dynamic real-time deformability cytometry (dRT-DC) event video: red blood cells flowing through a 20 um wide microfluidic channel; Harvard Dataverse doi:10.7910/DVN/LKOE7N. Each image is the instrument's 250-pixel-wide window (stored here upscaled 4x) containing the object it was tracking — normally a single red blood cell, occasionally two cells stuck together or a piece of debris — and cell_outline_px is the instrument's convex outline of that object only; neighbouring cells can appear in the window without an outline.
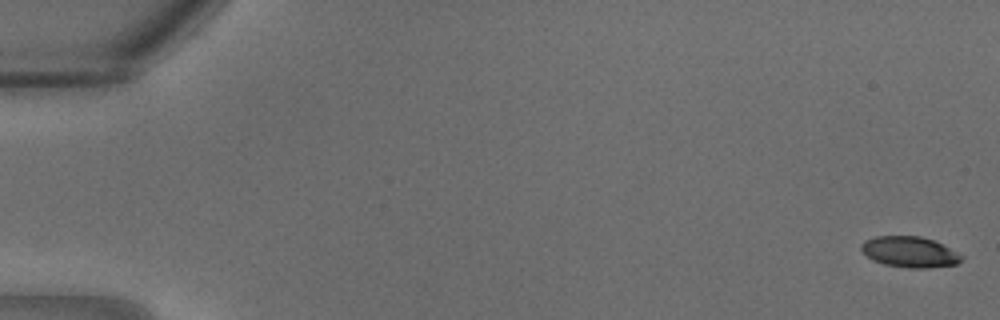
{"species": "common noctule bat (a hibernating species)", "species_latin": "Nyctalus noctula", "temperature_condition": "warm", "stored_images_in_passage": 32, "camera_frame_rate_fps": 3000, "um_per_image_px": 0.085, "animal": {"sex": "male", "body_mass_g": 18.8}, "frame": {"image": 1, "passage_image": 1, "time_ms": 0.0, "image_size_px": [1000, 320], "cell_outline_px": [[964, 260], [956, 264], [928, 268], [908, 268], [884, 264], [872, 260], [860, 248], [860, 244], [864, 240], [876, 236], [920, 236], [932, 240], [964, 256]], "centroid_in_image_um": [77.31, 21.42], "position_along_channel_um": 7.7, "area_um2": 17.92}}
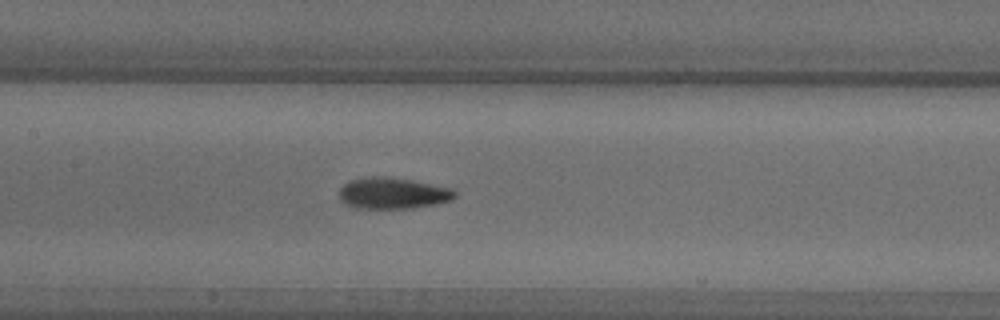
{"frame": {"image": 2, "passage_image": 16, "time_ms": 5.0, "image_size_px": [1000, 320], "cell_outline_px": [[456, 196], [452, 200], [412, 208], [356, 208], [344, 204], [340, 200], [340, 188], [348, 180], [372, 176], [384, 176], [412, 180], [452, 188], [456, 192]], "centroid_in_image_um": [33.36, 16.42], "position_along_channel_um": 174.0, "area_um2": 21.1}}
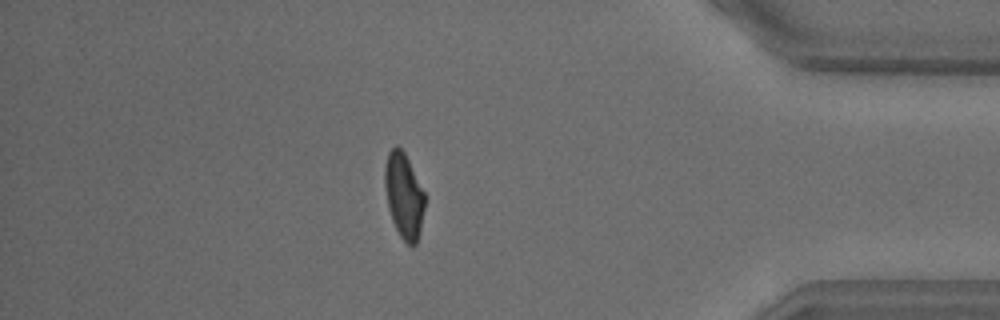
{"frame": {"image": 3, "passage_image": 28, "time_ms": 9.0, "image_size_px": [1000, 320], "cell_outline_px": [[424, 208], [420, 232], [416, 244], [412, 248], [400, 236], [392, 220], [388, 208], [384, 184], [384, 168], [388, 152], [396, 144], [404, 152], [424, 192]], "centroid_in_image_um": [34.31, 16.64], "position_along_channel_um": 400.9, "area_um2": 19.77}}